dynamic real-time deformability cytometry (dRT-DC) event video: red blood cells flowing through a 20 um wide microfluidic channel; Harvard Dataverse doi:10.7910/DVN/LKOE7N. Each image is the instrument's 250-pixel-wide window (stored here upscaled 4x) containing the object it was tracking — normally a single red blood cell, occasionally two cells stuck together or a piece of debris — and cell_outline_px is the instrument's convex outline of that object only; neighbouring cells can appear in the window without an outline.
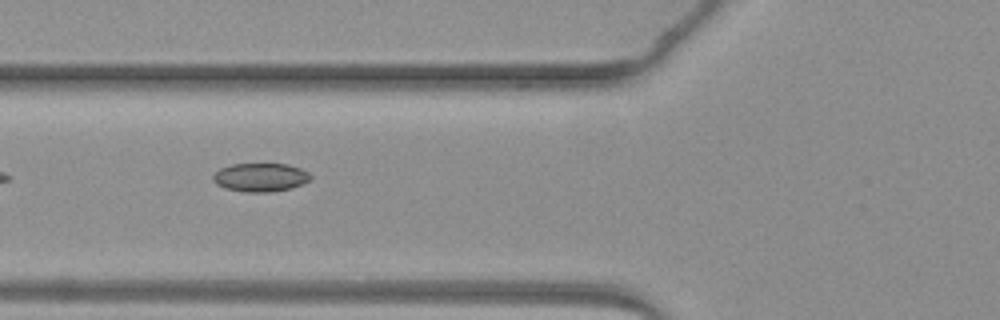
{"species": "common noctule bat (a hibernating species)", "species_latin": "Nyctalus noctula", "temperature_condition": "warm", "stored_images_in_passage": 6, "camera_frame_rate_fps": 3000, "um_per_image_px": 0.085, "animal": {"sex": "female", "body_mass_g": 19.3, "forearm_length_mm": 54.1}, "frame": {"image": 1, "passage_image": 5, "time_ms": 5.333, "image_size_px": [1000, 320], "cell_outline_px": [[312, 180], [292, 188], [272, 192], [244, 192], [224, 188], [216, 184], [212, 180], [212, 176], [220, 168], [232, 164], [288, 164], [300, 168], [308, 172], [312, 176]], "centroid_in_image_um": [22.15, 15.08], "position_along_channel_um": 103.7, "area_um2": 16.42}}
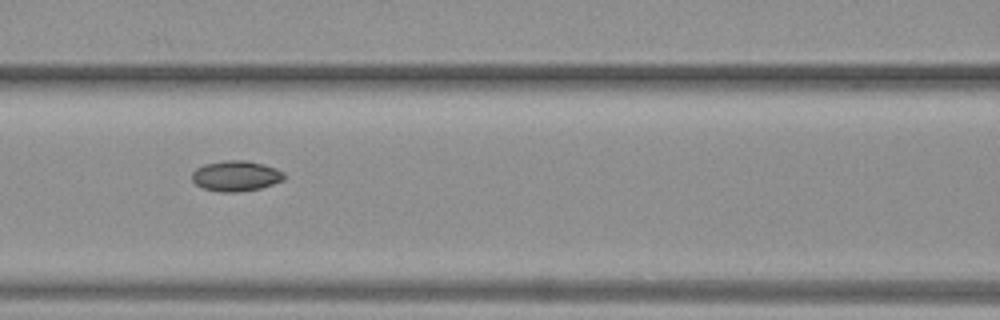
{"frame": {"image": 2, "passage_image": 6, "time_ms": 6.333, "image_size_px": [1000, 320], "cell_outline_px": [[284, 180], [260, 188], [236, 192], [220, 192], [204, 188], [196, 184], [192, 180], [192, 172], [196, 168], [204, 164], [224, 160], [248, 160], [264, 164], [276, 168], [284, 172]], "centroid_in_image_um": [20.05, 14.94], "position_along_channel_um": 146.5, "area_um2": 16.42}}